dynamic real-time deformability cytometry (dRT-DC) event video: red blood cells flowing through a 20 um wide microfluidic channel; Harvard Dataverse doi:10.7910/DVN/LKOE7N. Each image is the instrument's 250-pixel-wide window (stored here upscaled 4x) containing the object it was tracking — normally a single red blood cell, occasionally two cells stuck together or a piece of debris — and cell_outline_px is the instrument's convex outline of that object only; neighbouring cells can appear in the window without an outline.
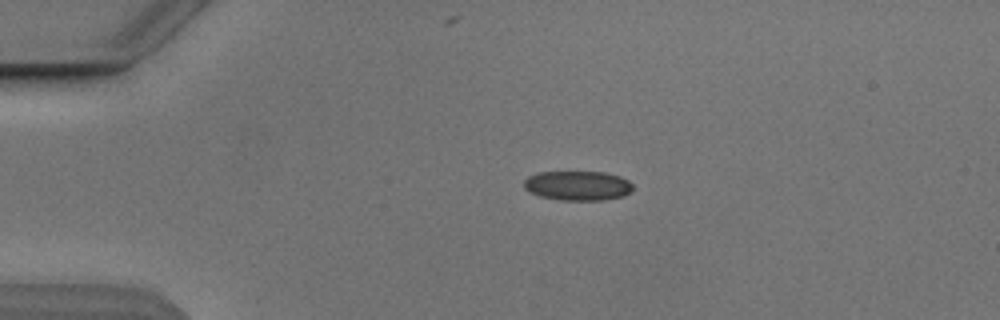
{"species": "Egyptian fruit bat (a non-hibernating species)", "species_latin": "Rousettus aegyptiacus", "temperature_condition": "cold", "stored_images_in_passage": 2, "camera_frame_rate_fps": 3000, "um_per_image_px": 0.085, "animal": {"sex": "male"}, "frame": {"image": 1, "passage_image": 1, "time_ms": 0.0, "image_size_px": [1000, 320], "cell_outline_px": [[632, 188], [624, 196], [604, 200], [560, 200], [540, 196], [528, 192], [524, 188], [524, 180], [528, 176], [536, 172], [604, 172], [620, 176], [628, 180], [632, 184]], "centroid_in_image_um": [49.07, 15.78], "position_along_channel_um": 35.9, "area_um2": 18.84}}